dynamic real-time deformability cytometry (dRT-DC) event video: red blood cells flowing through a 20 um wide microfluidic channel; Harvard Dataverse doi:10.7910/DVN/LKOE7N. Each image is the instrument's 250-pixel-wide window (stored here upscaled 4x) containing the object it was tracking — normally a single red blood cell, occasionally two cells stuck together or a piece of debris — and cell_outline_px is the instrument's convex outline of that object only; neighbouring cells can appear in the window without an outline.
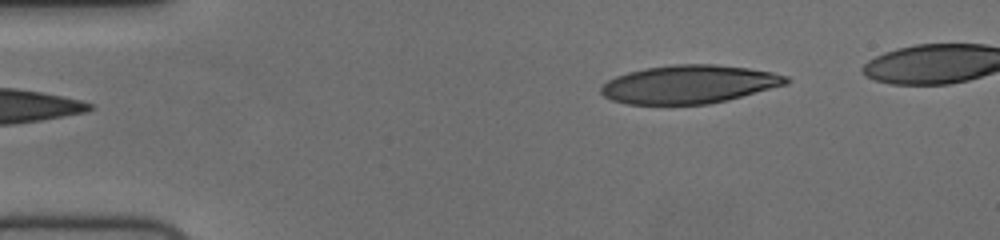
{"species": "human", "species_latin": "Homo sapiens", "temperature_condition": "cold", "stored_images_in_passage": 45, "camera_frame_rate_fps": 3000, "um_per_image_px": 0.085, "donor": {"sex": "female"}, "frame": {"image": 1, "passage_image": 1, "time_ms": 0.0, "image_size_px": [1000, 240], "cell_outline_px": [[788, 80], [784, 84], [728, 100], [708, 104], [628, 104], [612, 100], [604, 96], [600, 92], [600, 88], [608, 80], [616, 76], [628, 72], [644, 68], [672, 64], [712, 64], [748, 68], [788, 76]], "centroid_in_image_um": [58.51, 7.16], "position_along_channel_um": 26.5, "area_um2": 40.92}}
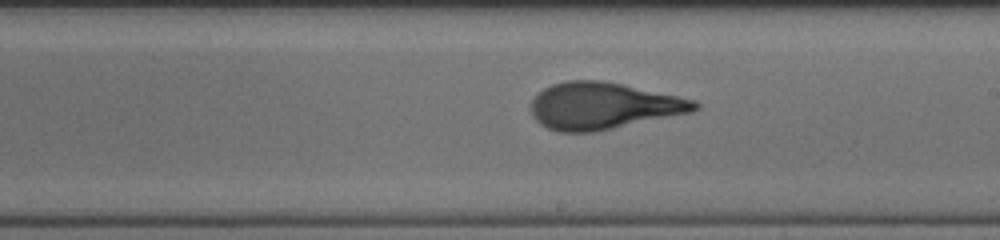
{"frame": {"image": 2, "passage_image": 24, "time_ms": 7.667, "image_size_px": [1000, 240], "cell_outline_px": [[700, 108], [692, 112], [592, 132], [560, 132], [548, 128], [540, 124], [532, 116], [532, 100], [544, 88], [552, 84], [568, 80], [604, 80], [696, 100], [700, 104]], "centroid_in_image_um": [51.28, 8.99], "position_along_channel_um": 237.7, "area_um2": 44.33}}
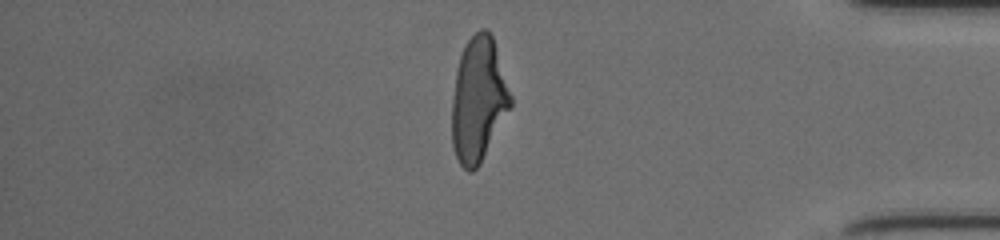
{"frame": {"image": 3, "passage_image": 39, "time_ms": 12.667, "image_size_px": [1000, 240], "cell_outline_px": [[512, 104], [480, 164], [472, 172], [468, 172], [460, 164], [456, 156], [452, 144], [452, 100], [456, 72], [460, 56], [468, 40], [480, 28], [488, 28], [492, 36], [512, 96]], "centroid_in_image_um": [40.66, 8.47], "position_along_channel_um": 394.5, "area_um2": 42.19}, "authors_computed_cell_mechanics": {"area_um2": 43.1188, "velocity_mm_per_s": 3.7225, "shape_relaxation_time_tau1_ms": 3.8558, "shape_relaxation_time_tau2_ms": 0.9283, "deformation_change_tau1": 0.2065, "deformation_change_tau2": 0.0885}}